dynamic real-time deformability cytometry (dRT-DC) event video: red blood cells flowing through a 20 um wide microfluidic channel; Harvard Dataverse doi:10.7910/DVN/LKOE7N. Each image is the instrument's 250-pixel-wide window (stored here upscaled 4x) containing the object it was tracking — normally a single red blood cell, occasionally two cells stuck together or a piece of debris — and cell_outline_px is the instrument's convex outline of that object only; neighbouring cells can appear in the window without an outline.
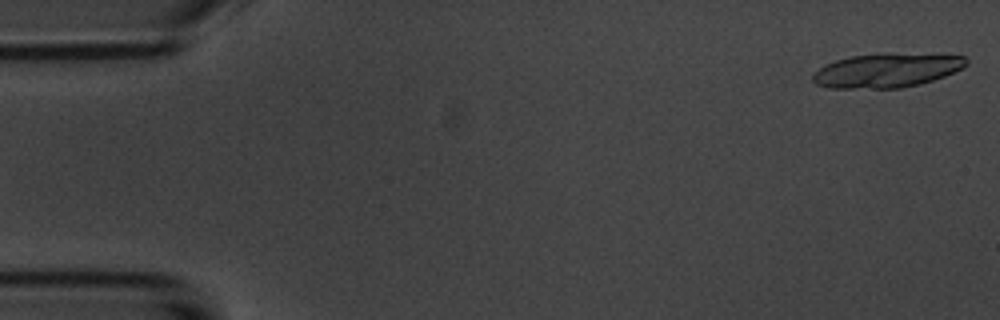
{"species": "common noctule bat (a hibernating species)", "species_latin": "Nyctalus noctula", "temperature_condition": "room temperature", "stored_images_in_passage": 4, "camera_frame_rate_fps": 3000, "um_per_image_px": 0.085, "animal": {"sex": "male", "body_mass_g": 20.1, "forearm_length_mm": 53.5}, "frame": {"image": 1, "passage_image": 1, "time_ms": 0.0, "image_size_px": [1000, 320], "cell_outline_px": [[968, 64], [964, 68], [944, 76], [920, 84], [900, 88], [828, 88], [816, 84], [812, 80], [812, 76], [824, 64], [836, 60], [852, 56], [888, 52], [964, 56], [968, 60]], "centroid_in_image_um": [75.39, 5.97], "position_along_channel_um": 9.6, "area_um2": 30.69}}